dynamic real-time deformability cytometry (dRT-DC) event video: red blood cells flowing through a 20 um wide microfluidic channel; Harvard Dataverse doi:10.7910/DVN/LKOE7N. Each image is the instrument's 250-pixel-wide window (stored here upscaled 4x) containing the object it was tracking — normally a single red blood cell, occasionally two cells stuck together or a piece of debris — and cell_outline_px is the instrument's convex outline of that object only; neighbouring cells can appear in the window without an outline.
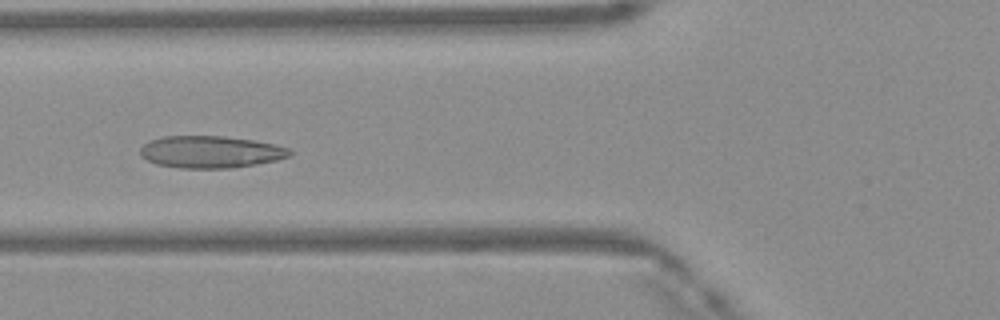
{"species": "Egyptian fruit bat (a non-hibernating species)", "species_latin": "Rousettus aegyptiacus", "temperature_condition": "warm", "stored_images_in_passage": 44, "camera_frame_rate_fps": 3000, "um_per_image_px": 0.085, "frame": {"image": 1, "passage_image": 13, "time_ms": 4.0, "image_size_px": [1000, 320], "cell_outline_px": [[296, 152], [292, 156], [276, 160], [256, 164], [232, 168], [180, 168], [156, 164], [140, 156], [140, 148], [144, 144], [152, 140], [164, 136], [224, 136], [252, 140], [276, 144], [292, 148]], "centroid_in_image_um": [17.97, 12.91], "position_along_channel_um": 107.8, "area_um2": 28.21}}
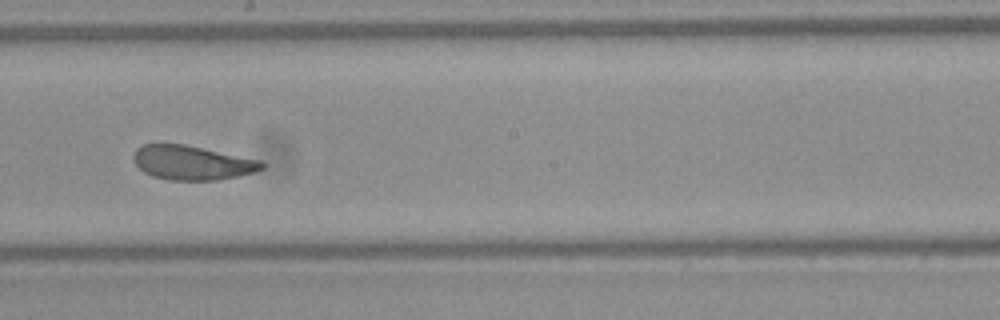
{"frame": {"image": 2, "passage_image": 22, "time_ms": 7.0, "image_size_px": [1000, 320], "cell_outline_px": [[264, 168], [256, 172], [216, 180], [168, 180], [152, 176], [144, 172], [136, 164], [132, 156], [136, 148], [144, 144], [184, 144], [264, 160]], "centroid_in_image_um": [16.36, 13.83], "position_along_channel_um": 231.8, "area_um2": 25.78}}
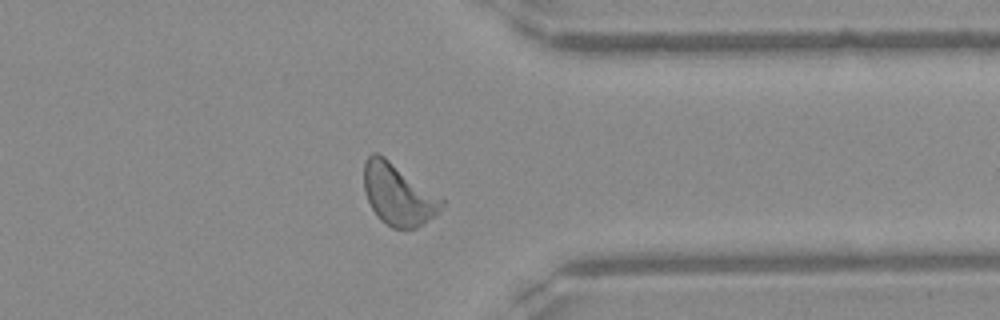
{"frame": {"image": 3, "passage_image": 33, "time_ms": 10.667, "image_size_px": [1000, 320], "cell_outline_px": [[444, 204], [436, 216], [424, 224], [416, 228], [392, 228], [380, 220], [376, 216], [364, 192], [364, 160], [372, 152], [376, 152], [384, 156], [444, 200]], "centroid_in_image_um": [33.82, 16.54], "position_along_channel_um": 377.6, "area_um2": 27.74}, "authors_computed_cell_mechanics": {"area_um2": 27.1082, "velocity_mm_per_s": 4.1198, "shape_relaxation_time_tau1_ms": 3.2685, "shape_relaxation_time_tau2_ms": 1.407, "deformation_change_tau1": 0.1178, "deformation_change_tau2": 0.0844}}